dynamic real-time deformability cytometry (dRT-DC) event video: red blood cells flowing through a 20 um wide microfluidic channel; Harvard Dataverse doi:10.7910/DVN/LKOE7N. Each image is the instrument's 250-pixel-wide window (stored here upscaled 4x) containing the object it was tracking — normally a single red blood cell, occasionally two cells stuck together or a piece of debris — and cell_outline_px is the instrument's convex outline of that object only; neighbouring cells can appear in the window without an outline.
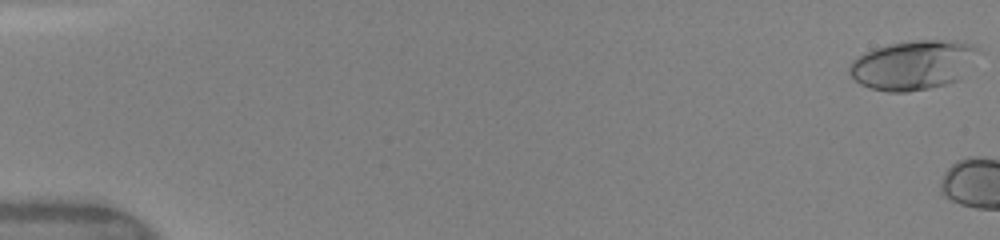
{"species": "human", "species_latin": "Homo sapiens", "temperature_condition": "warm", "stored_images_in_passage": 3, "camera_frame_rate_fps": 3000, "um_per_image_px": 0.085, "donor": {"sex": "female"}, "frame": {"image": 1, "passage_image": 1, "time_ms": 0.0, "image_size_px": [1000, 240], "cell_outline_px": [[980, 48], [960, 76], [956, 80], [944, 84], [928, 88], [908, 92], [888, 92], [872, 88], [860, 84], [848, 72], [848, 68], [852, 60], [856, 56], [864, 52], [888, 44], [908, 40], [956, 40], [976, 44]], "centroid_in_image_um": [77.56, 5.5], "position_along_channel_um": 7.4, "area_um2": 36.88}}